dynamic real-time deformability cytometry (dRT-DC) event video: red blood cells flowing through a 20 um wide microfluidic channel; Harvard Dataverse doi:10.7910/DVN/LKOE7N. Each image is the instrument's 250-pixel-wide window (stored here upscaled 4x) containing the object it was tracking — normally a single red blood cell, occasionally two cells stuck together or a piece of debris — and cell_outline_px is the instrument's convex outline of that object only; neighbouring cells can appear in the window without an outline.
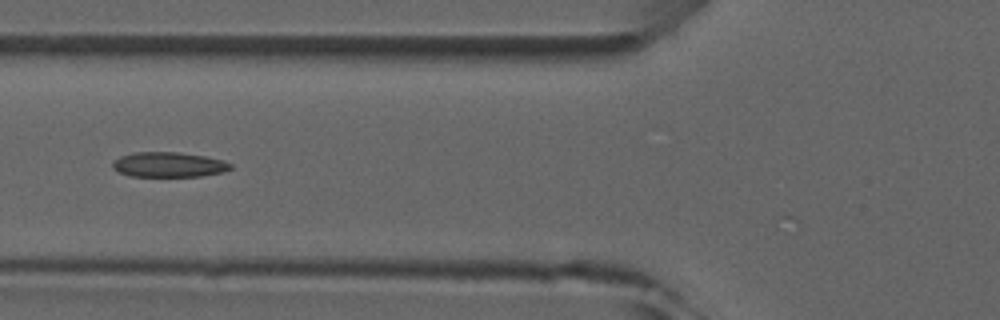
{"species": "common noctule bat (a hibernating species)", "species_latin": "Nyctalus noctula", "temperature_condition": "room temperature", "stored_images_in_passage": 5, "camera_frame_rate_fps": 3000, "um_per_image_px": 0.085, "animal": {"sex": "male", "forearm_length_mm": 52.5}, "frame": {"image": 1, "passage_image": 5, "time_ms": 5.333, "image_size_px": [1000, 320], "cell_outline_px": [[232, 168], [224, 172], [200, 176], [132, 176], [120, 172], [112, 168], [112, 160], [120, 156], [132, 152], [176, 152], [204, 156], [224, 160], [232, 164]], "centroid_in_image_um": [14.33, 13.99], "position_along_channel_um": 111.5, "area_um2": 17.22}}